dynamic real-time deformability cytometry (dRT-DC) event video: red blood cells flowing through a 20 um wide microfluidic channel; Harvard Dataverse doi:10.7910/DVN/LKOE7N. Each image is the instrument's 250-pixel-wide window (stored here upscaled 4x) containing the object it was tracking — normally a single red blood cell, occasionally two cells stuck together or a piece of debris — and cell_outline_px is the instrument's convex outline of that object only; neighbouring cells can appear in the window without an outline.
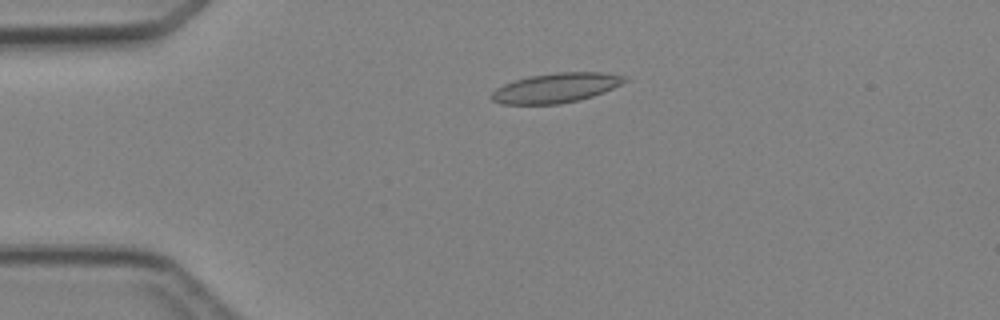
{"species": "Egyptian fruit bat (a non-hibernating species)", "species_latin": "Rousettus aegyptiacus", "temperature_condition": "cold", "stored_images_in_passage": 4, "camera_frame_rate_fps": 3000, "um_per_image_px": 0.085, "animal": {"sex": "female"}, "frame": {"image": 1, "passage_image": 3, "time_ms": 2.333, "image_size_px": [1000, 320], "cell_outline_px": [[628, 80], [604, 92], [580, 100], [560, 104], [500, 104], [492, 100], [488, 96], [496, 88], [504, 84], [528, 76], [556, 72], [604, 72], [628, 76]], "centroid_in_image_um": [47.25, 7.47], "position_along_channel_um": 37.7, "area_um2": 23.18}}